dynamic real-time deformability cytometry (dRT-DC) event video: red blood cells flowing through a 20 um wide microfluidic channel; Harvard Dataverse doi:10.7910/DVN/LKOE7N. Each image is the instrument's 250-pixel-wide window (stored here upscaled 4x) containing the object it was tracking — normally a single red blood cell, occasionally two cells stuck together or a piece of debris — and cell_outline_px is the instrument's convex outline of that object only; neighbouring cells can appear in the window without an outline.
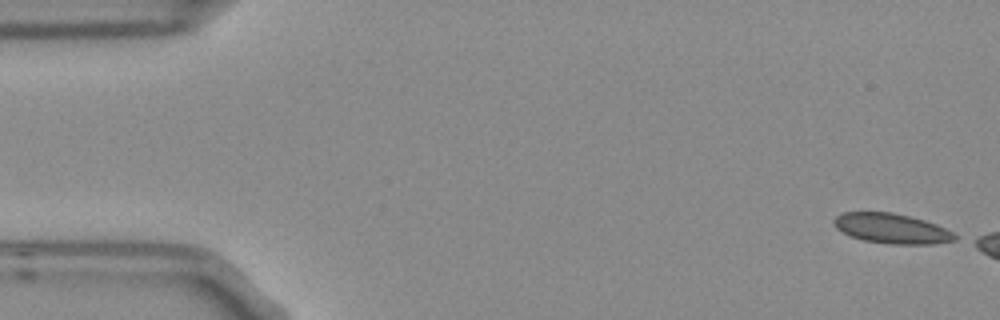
{"species": "Egyptian fruit bat (a non-hibernating species)", "species_latin": "Rousettus aegyptiacus", "temperature_condition": "room temperature", "stored_images_in_passage": 4, "camera_frame_rate_fps": 3000, "um_per_image_px": 0.085, "frame": {"image": 1, "passage_image": 1, "time_ms": 0.0, "image_size_px": [1000, 320], "cell_outline_px": [[956, 240], [932, 244], [892, 244], [864, 240], [852, 236], [836, 228], [832, 220], [836, 216], [844, 212], [892, 212], [924, 220], [936, 224], [952, 232], [956, 236]], "centroid_in_image_um": [75.78, 19.42], "position_along_channel_um": 9.2, "area_um2": 20.87}}